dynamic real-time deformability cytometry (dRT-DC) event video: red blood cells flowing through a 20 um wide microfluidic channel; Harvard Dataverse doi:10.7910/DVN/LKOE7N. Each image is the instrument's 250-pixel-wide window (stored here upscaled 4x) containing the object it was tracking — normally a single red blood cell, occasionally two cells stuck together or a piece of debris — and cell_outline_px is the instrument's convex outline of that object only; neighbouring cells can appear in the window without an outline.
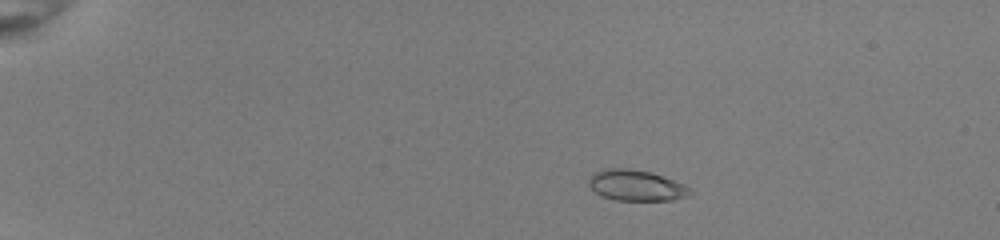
{"species": "common noctule bat (a hibernating species)", "species_latin": "Nyctalus noctula", "temperature_condition": "room temperature", "stored_images_in_passage": 45, "camera_frame_rate_fps": 3000, "um_per_image_px": 0.085, "animal": {"sex": "female", "body_mass_g": 22.0, "forearm_length_mm": 56.7}, "frame": {"image": 1, "passage_image": 3, "time_ms": 0.667, "image_size_px": [1000, 240], "cell_outline_px": [[692, 192], [688, 196], [672, 200], [616, 200], [600, 196], [588, 184], [588, 180], [596, 172], [604, 168], [628, 168], [652, 172], [684, 184], [692, 188]], "centroid_in_image_um": [54.09, 15.76], "position_along_channel_um": 30.9, "area_um2": 18.26}}
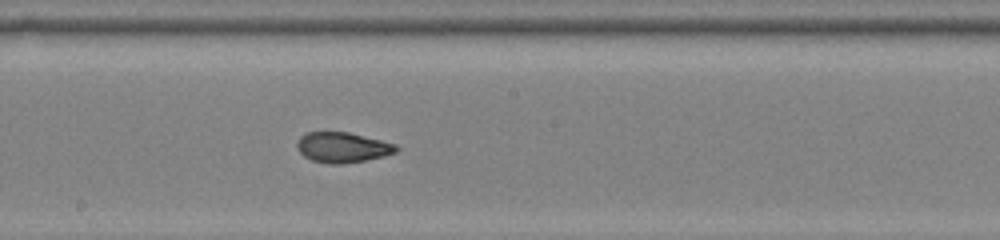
{"frame": {"image": 2, "passage_image": 24, "time_ms": 7.667, "image_size_px": [1000, 240], "cell_outline_px": [[400, 148], [396, 152], [384, 156], [364, 160], [340, 164], [332, 164], [312, 160], [304, 156], [296, 148], [296, 144], [300, 136], [308, 132], [348, 132], [396, 144]], "centroid_in_image_um": [29.11, 12.52], "position_along_channel_um": 219.1, "area_um2": 17.4}}
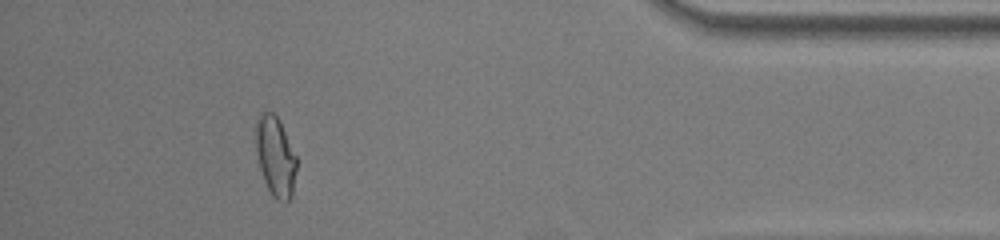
{"frame": {"image": 3, "passage_image": 41, "time_ms": 13.333, "image_size_px": [1000, 240], "cell_outline_px": [[296, 172], [292, 196], [288, 200], [276, 200], [272, 196], [264, 180], [260, 168], [256, 152], [256, 120], [264, 112], [272, 112], [280, 120], [296, 156]], "centroid_in_image_um": [23.42, 13.3], "position_along_channel_um": 411.8, "area_um2": 18.79}, "authors_computed_cell_mechanics": {"area_um2": 18.0914, "velocity_mm_per_s": 4.013, "shape_relaxation_time_tau1_ms": null, "shape_relaxation_time_tau2_ms": 1.3402, "deformation_change_tau1": null, "deformation_change_tau2": 0.0712}}